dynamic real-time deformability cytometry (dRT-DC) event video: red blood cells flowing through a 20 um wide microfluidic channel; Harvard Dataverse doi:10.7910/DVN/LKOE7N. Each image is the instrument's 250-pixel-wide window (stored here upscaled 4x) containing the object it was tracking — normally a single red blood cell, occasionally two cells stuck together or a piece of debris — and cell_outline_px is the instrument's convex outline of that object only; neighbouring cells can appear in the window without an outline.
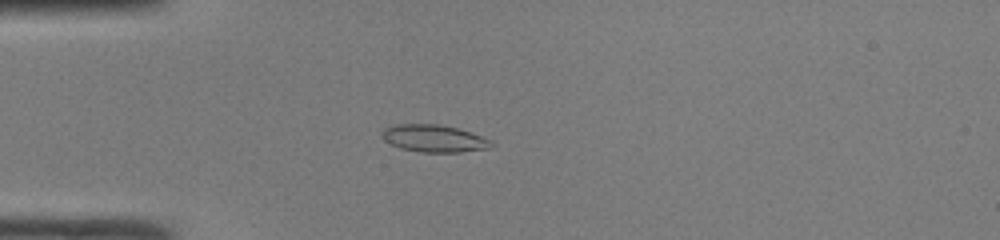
{"species": "common noctule bat (a hibernating species)", "species_latin": "Nyctalus noctula", "temperature_condition": "room temperature", "stored_images_in_passage": 37, "camera_frame_rate_fps": 3000, "um_per_image_px": 0.085, "animal": {"sex": "male", "body_mass_g": 19.0, "forearm_length_mm": 50.8}, "frame": {"image": 1, "passage_image": 2, "time_ms": 0.333, "image_size_px": [1000, 240], "cell_outline_px": [[496, 144], [492, 148], [460, 152], [424, 152], [400, 148], [384, 140], [380, 132], [384, 128], [396, 124], [440, 124], [456, 128], [492, 140]], "centroid_in_image_um": [36.91, 11.77], "position_along_channel_um": 48.1, "area_um2": 17.4}}
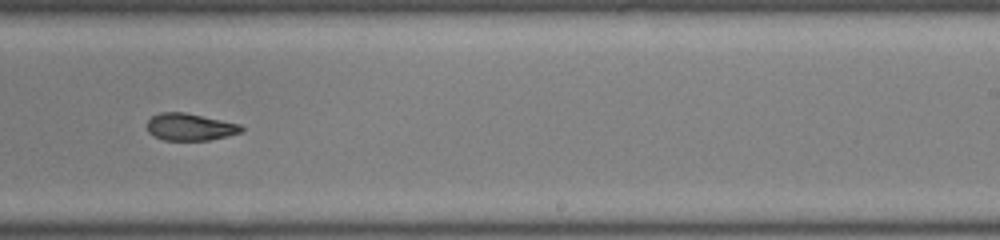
{"frame": {"image": 2, "passage_image": 19, "time_ms": 6.0, "image_size_px": [1000, 240], "cell_outline_px": [[244, 128], [240, 132], [228, 136], [208, 140], [164, 140], [148, 132], [148, 120], [152, 116], [160, 112], [184, 112], [240, 124]], "centroid_in_image_um": [16.15, 10.79], "position_along_channel_um": 272.8, "area_um2": 14.74}}
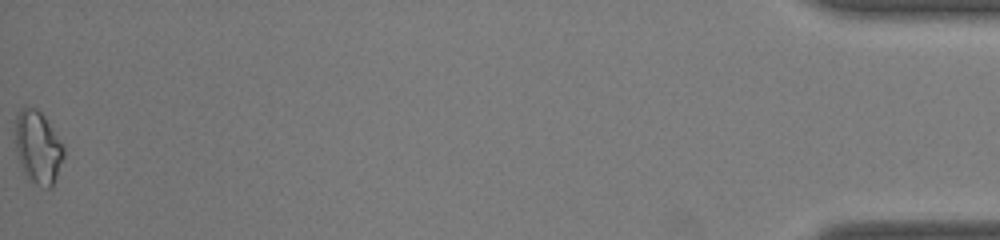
{"frame": {"image": 3, "passage_image": 37, "time_ms": 12.0, "image_size_px": [1000, 240], "cell_outline_px": [[64, 156], [56, 176], [52, 184], [48, 188], [44, 188], [36, 184], [24, 172], [16, 152], [16, 116], [20, 108], [36, 108], [44, 116], [64, 148]], "centroid_in_image_um": [3.21, 12.51], "position_along_channel_um": 432.0, "area_um2": 19.88}, "authors_computed_cell_mechanics": {"area_um2": 16.0106, "velocity_mm_per_s": 4.2518, "shape_relaxation_time_tau1_ms": null, "shape_relaxation_time_tau2_ms": 2.6563, "deformation_change_tau1": null, "deformation_change_tau2": 0.0793}}